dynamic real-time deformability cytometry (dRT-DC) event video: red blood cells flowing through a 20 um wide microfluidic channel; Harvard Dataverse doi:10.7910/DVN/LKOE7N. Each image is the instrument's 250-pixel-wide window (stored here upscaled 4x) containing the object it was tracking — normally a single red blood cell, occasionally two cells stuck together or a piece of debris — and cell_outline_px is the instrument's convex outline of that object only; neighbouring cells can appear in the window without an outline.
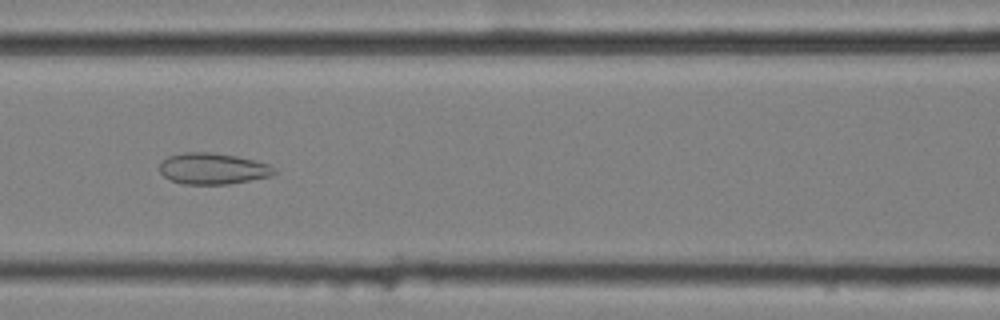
{"species": "common noctule bat (a hibernating species)", "species_latin": "Nyctalus noctula", "temperature_condition": "cold", "stored_images_in_passage": 52, "camera_frame_rate_fps": 3000, "um_per_image_px": 0.085, "animal": {"sex": "female", "body_mass_g": 25.1}, "frame": {"image": 1, "passage_image": 20, "time_ms": 6.333, "image_size_px": [1000, 320], "cell_outline_px": [[276, 172], [272, 176], [228, 184], [184, 184], [172, 180], [164, 176], [160, 172], [160, 164], [168, 156], [184, 152], [212, 152], [236, 156], [256, 160], [268, 164], [276, 168]], "centroid_in_image_um": [18.12, 14.33], "position_along_channel_um": 148.5, "area_um2": 20.87}}
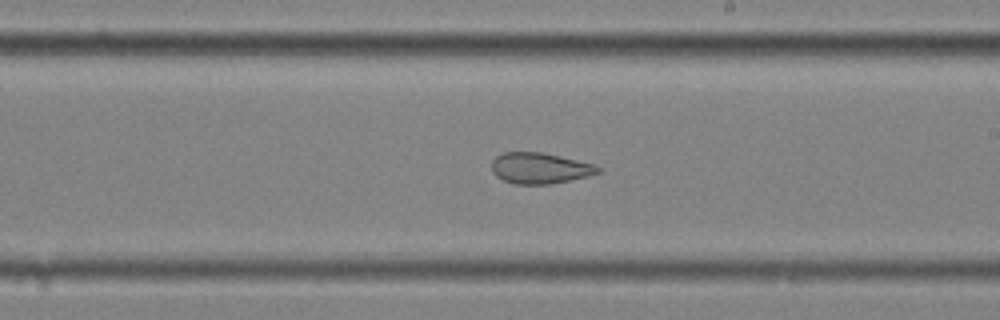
{"frame": {"image": 2, "passage_image": 28, "time_ms": 9.0, "image_size_px": [1000, 320], "cell_outline_px": [[604, 168], [600, 172], [588, 176], [552, 184], [516, 184], [504, 180], [496, 176], [492, 172], [492, 160], [496, 156], [504, 152], [540, 152], [596, 164]], "centroid_in_image_um": [45.92, 14.29], "position_along_channel_um": 243.1, "area_um2": 19.25}}
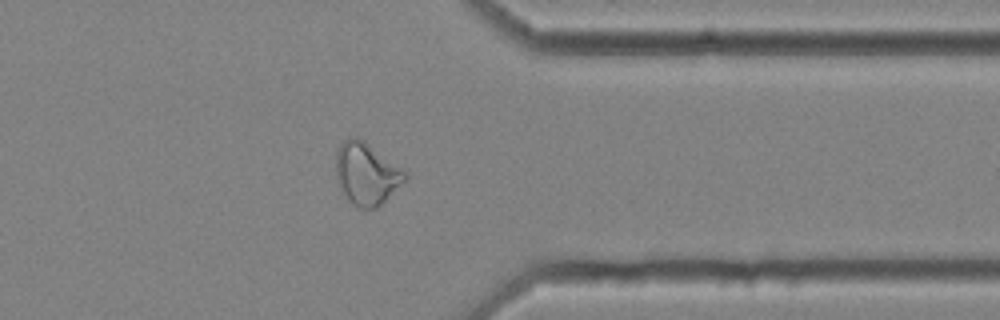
{"frame": {"image": 3, "passage_image": 40, "time_ms": 13.0, "image_size_px": [1000, 320], "cell_outline_px": [[408, 176], [376, 208], [360, 208], [348, 200], [336, 180], [336, 152], [340, 144], [348, 136], [356, 136], [364, 140], [404, 168], [408, 172]], "centroid_in_image_um": [31.14, 14.71], "position_along_channel_um": 380.3, "area_um2": 24.97}, "authors_computed_cell_mechanics": {"area_um2": 25.4898, "velocity_mm_per_s": 3.5564, "shape_relaxation_time_tau1_ms": null, "shape_relaxation_time_tau2_ms": 1.8849, "deformation_change_tau1": null, "deformation_change_tau2": 0.093}}